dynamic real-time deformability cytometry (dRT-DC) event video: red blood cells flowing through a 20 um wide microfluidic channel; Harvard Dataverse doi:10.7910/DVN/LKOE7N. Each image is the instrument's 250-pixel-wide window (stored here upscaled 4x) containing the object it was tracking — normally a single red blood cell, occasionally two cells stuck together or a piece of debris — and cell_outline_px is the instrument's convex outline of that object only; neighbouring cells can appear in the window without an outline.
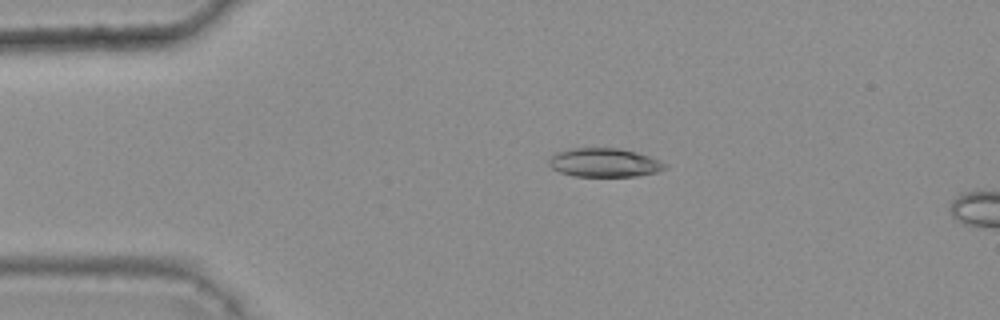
{"species": "common noctule bat (a hibernating species)", "species_latin": "Nyctalus noctula", "temperature_condition": "warm", "stored_images_in_passage": 15, "camera_frame_rate_fps": 3000, "um_per_image_px": 0.085, "animal": {"sex": "female", "body_mass_g": 25.1}, "frame": {"image": 1, "passage_image": 11, "time_ms": 3.333, "image_size_px": [1000, 320], "cell_outline_px": [[668, 168], [656, 172], [636, 176], [572, 176], [560, 172], [552, 168], [548, 164], [548, 160], [556, 152], [572, 148], [620, 148], [636, 152], [660, 160], [668, 164]], "centroid_in_image_um": [51.38, 13.82], "position_along_channel_um": 33.6, "area_um2": 19.54}}